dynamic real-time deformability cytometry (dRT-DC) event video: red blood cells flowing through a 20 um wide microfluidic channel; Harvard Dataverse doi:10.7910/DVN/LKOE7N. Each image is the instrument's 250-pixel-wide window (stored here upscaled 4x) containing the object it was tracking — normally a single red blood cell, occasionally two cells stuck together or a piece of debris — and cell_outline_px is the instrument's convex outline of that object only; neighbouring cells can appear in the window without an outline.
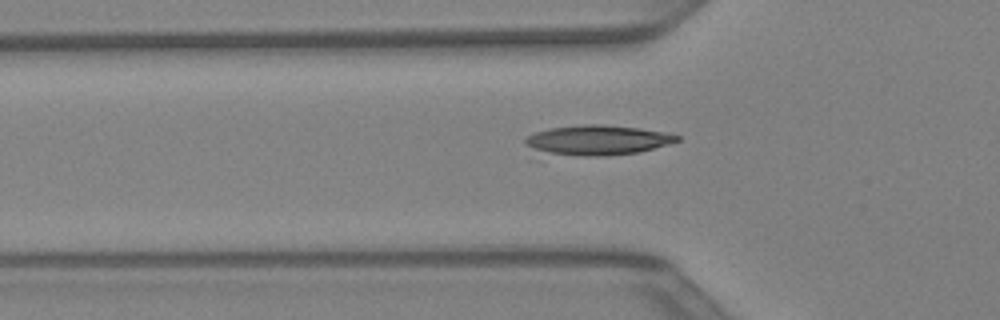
{"species": "Egyptian fruit bat (a non-hibernating species)", "species_latin": "Rousettus aegyptiacus", "temperature_condition": "warm", "stored_images_in_passage": 31, "camera_frame_rate_fps": 3000, "um_per_image_px": 0.085, "animal": {"sex": "female"}, "frame": {"image": 1, "passage_image": 7, "time_ms": 2.0, "image_size_px": [1000, 320], "cell_outline_px": [[680, 140], [668, 144], [640, 152], [604, 156], [532, 160], [528, 160], [524, 144], [524, 140], [528, 136], [536, 132], [552, 128], [584, 124], [604, 124], [640, 128], [664, 132], [680, 136]], "centroid_in_image_um": [50.42, 12.02], "position_along_channel_um": 75.4, "area_um2": 28.9}}
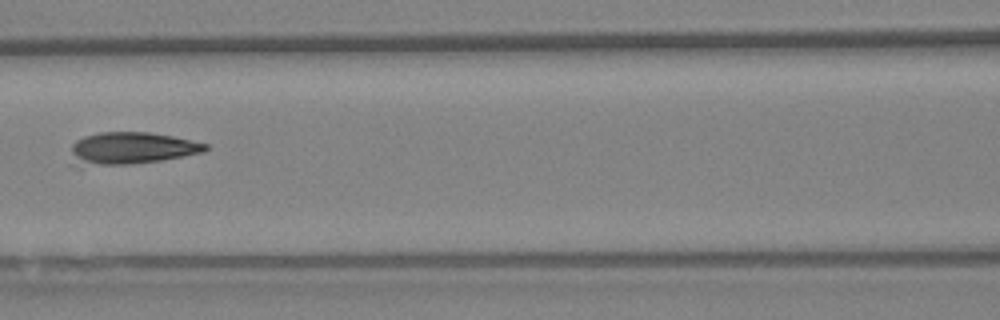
{"frame": {"image": 2, "passage_image": 12, "time_ms": 3.667, "image_size_px": [1000, 320], "cell_outline_px": [[208, 148], [204, 152], [184, 156], [160, 160], [132, 164], [100, 164], [84, 160], [76, 156], [72, 152], [72, 144], [76, 140], [84, 136], [100, 132], [148, 132], [172, 136], [208, 144]], "centroid_in_image_um": [11.33, 12.55], "position_along_channel_um": 155.3, "area_um2": 23.99}}
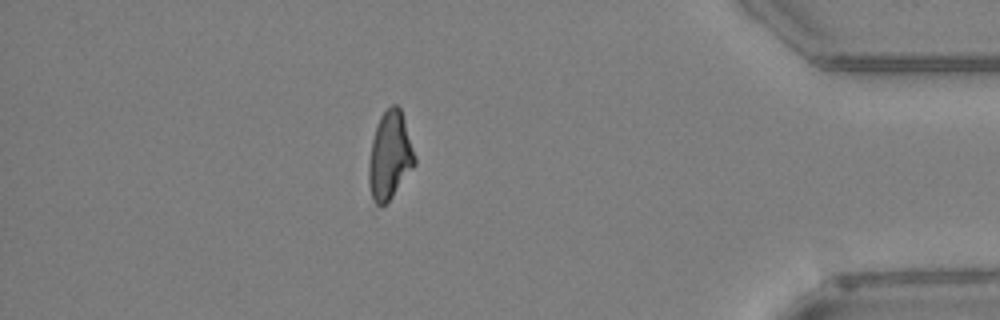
{"frame": {"image": 3, "passage_image": 30, "time_ms": 9.667, "image_size_px": [1000, 320], "cell_outline_px": [[416, 164], [392, 196], [380, 208], [372, 200], [368, 184], [368, 164], [372, 140], [376, 124], [380, 116], [392, 104], [396, 104], [400, 108], [416, 156]], "centroid_in_image_um": [33.12, 13.24], "position_along_channel_um": 402.1, "area_um2": 23.52}}